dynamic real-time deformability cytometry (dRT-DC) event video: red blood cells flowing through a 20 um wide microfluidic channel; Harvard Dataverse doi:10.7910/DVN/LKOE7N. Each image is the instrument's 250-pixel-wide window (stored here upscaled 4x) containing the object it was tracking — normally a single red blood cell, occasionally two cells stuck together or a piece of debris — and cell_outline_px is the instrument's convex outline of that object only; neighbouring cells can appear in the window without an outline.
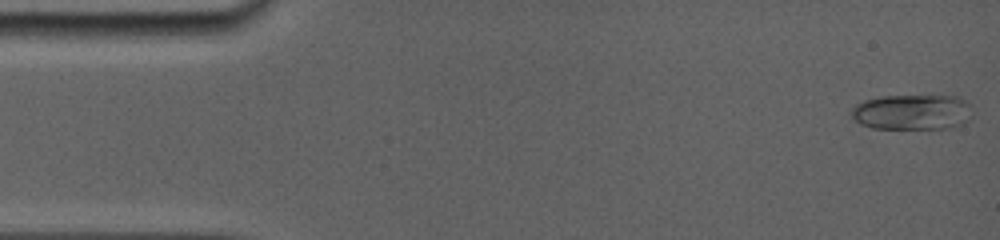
{"species": "common noctule bat (a hibernating species)", "species_latin": "Nyctalus noctula", "temperature_condition": "room temperature", "stored_images_in_passage": 9, "camera_frame_rate_fps": 5000, "um_per_image_px": 0.085, "animal": {"sex": "female", "body_mass_g": 19.0, "forearm_length_mm": 56.7}, "frame": {"image": 1, "passage_image": 1, "time_ms": 0.0, "image_size_px": [1000, 240], "cell_outline_px": [[972, 116], [968, 120], [952, 128], [872, 128], [860, 124], [848, 112], [856, 104], [864, 100], [880, 96], [960, 96], [972, 104]], "centroid_in_image_um": [77.56, 9.51], "position_along_channel_um": 7.4, "area_um2": 25.26}}
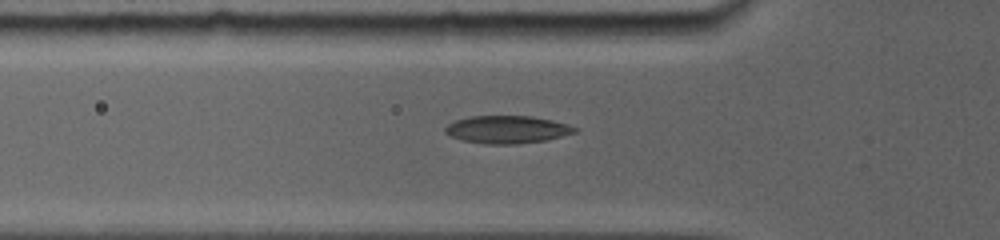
{"frame": {"image": 2, "passage_image": 9, "time_ms": 5.0, "image_size_px": [1000, 240], "cell_outline_px": [[580, 128], [576, 132], [548, 140], [516, 144], [484, 144], [460, 140], [448, 136], [444, 132], [444, 128], [448, 124], [456, 120], [468, 116], [532, 116], [552, 120], [568, 124]], "centroid_in_image_um": [43.09, 11.01], "position_along_channel_um": 82.7, "area_um2": 21.21}}